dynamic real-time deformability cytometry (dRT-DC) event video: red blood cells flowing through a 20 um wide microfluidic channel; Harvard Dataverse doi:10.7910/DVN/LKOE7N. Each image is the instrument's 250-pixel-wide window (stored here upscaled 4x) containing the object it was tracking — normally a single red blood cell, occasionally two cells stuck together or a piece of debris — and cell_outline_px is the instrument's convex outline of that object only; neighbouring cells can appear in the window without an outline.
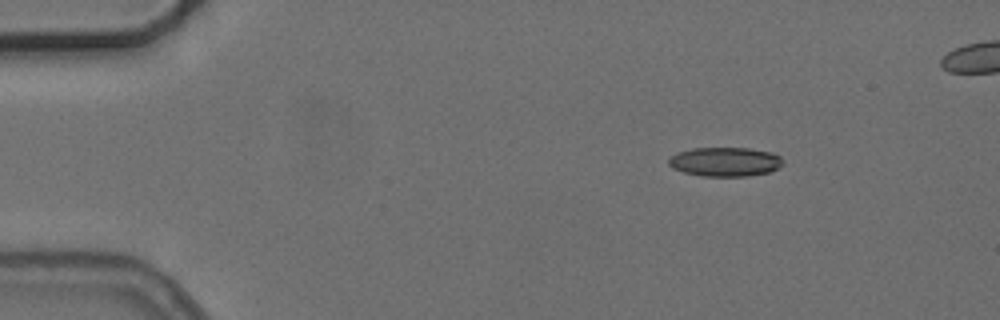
{"species": "common noctule bat (a hibernating species)", "species_latin": "Nyctalus noctula", "temperature_condition": "cold", "stored_images_in_passage": 6, "camera_frame_rate_fps": 3000, "um_per_image_px": 0.085, "animal": {"sex": "female", "body_mass_g": 24.6, "forearm_length_mm": 56.2}, "frame": {"image": 1, "passage_image": 1, "time_ms": 0.0, "image_size_px": [1000, 320], "cell_outline_px": [[784, 164], [768, 172], [748, 176], [700, 176], [684, 172], [672, 168], [668, 164], [668, 160], [676, 152], [692, 148], [748, 148], [772, 152], [780, 156], [784, 160]], "centroid_in_image_um": [61.63, 13.75], "position_along_channel_um": 23.4, "area_um2": 19.54}}
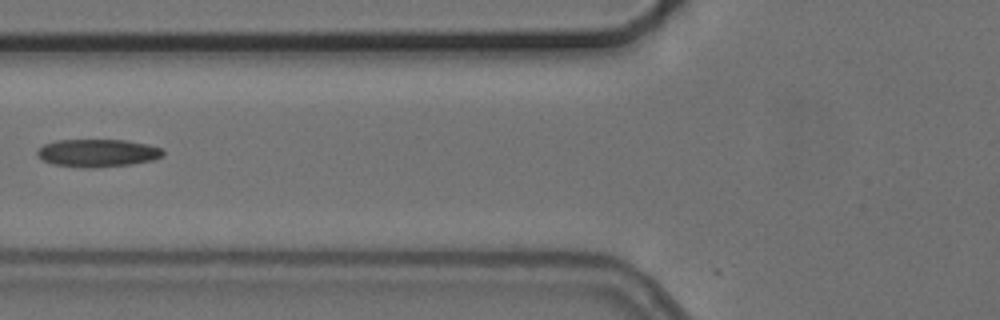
{"frame": {"image": 2, "passage_image": 5, "time_ms": 4.667, "image_size_px": [1000, 320], "cell_outline_px": [[164, 156], [152, 160], [132, 164], [96, 168], [88, 168], [52, 164], [44, 160], [36, 152], [44, 144], [56, 140], [124, 140], [148, 144], [164, 148]], "centroid_in_image_um": [8.35, 13.0], "position_along_channel_um": 117.4, "area_um2": 20.4}}
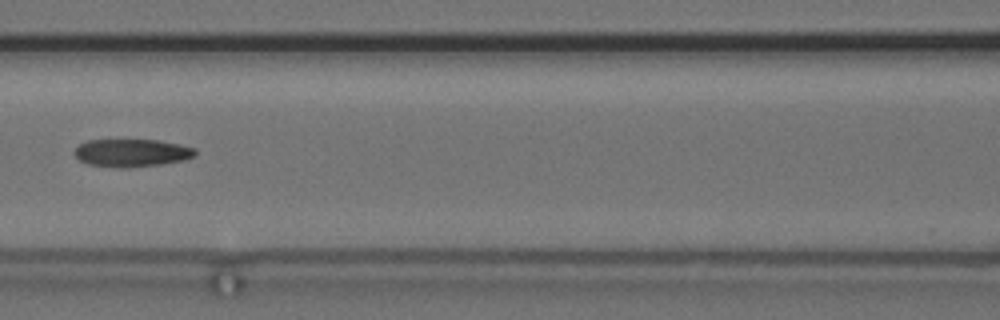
{"frame": {"image": 3, "passage_image": 6, "time_ms": 5.667, "image_size_px": [1000, 320], "cell_outline_px": [[196, 156], [188, 160], [160, 164], [128, 168], [116, 168], [88, 164], [80, 160], [72, 152], [80, 144], [88, 140], [160, 140], [180, 144], [196, 148]], "centroid_in_image_um": [11.24, 13.0], "position_along_channel_um": 155.4, "area_um2": 19.83}}